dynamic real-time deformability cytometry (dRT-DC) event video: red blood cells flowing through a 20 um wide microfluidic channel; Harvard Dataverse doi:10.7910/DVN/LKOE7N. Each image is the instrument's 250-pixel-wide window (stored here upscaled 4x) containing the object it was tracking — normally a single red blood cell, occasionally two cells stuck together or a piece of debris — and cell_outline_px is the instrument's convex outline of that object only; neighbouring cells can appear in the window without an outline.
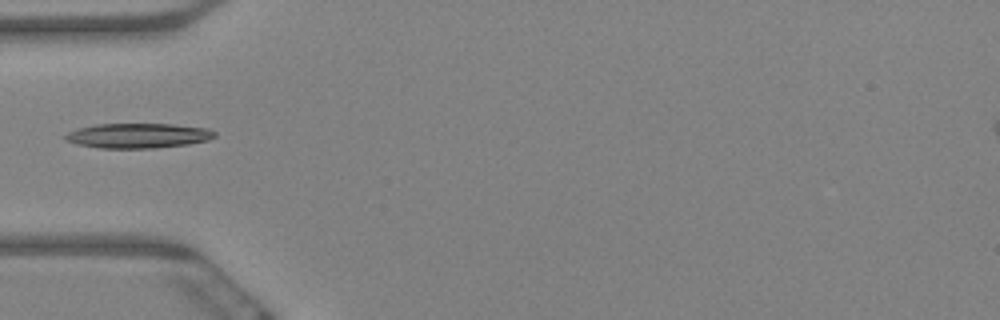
{"species": "Egyptian fruit bat (a non-hibernating species)", "species_latin": "Rousettus aegyptiacus", "temperature_condition": "warm", "stored_images_in_passage": 41, "camera_frame_rate_fps": 3000, "um_per_image_px": 0.085, "animal": {"sex": "female"}, "frame": {"image": 1, "passage_image": 1, "time_ms": 0.0, "image_size_px": [1000, 320], "cell_outline_px": [[216, 136], [208, 140], [188, 144], [156, 148], [100, 148], [76, 144], [64, 140], [64, 136], [68, 132], [76, 128], [96, 124], [172, 124], [208, 128], [216, 132]], "centroid_in_image_um": [11.72, 11.53], "position_along_channel_um": 73.3, "area_um2": 21.79}}
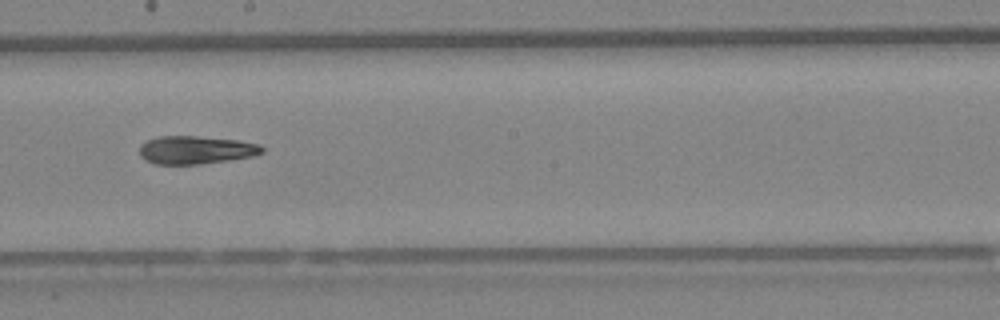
{"frame": {"image": 2, "passage_image": 15, "time_ms": 4.667, "image_size_px": [1000, 320], "cell_outline_px": [[264, 152], [252, 156], [228, 160], [200, 164], [156, 164], [144, 160], [140, 156], [140, 144], [156, 136], [196, 136], [240, 140], [260, 144], [264, 148]], "centroid_in_image_um": [16.64, 12.74], "position_along_channel_um": 231.6, "area_um2": 20.17}}
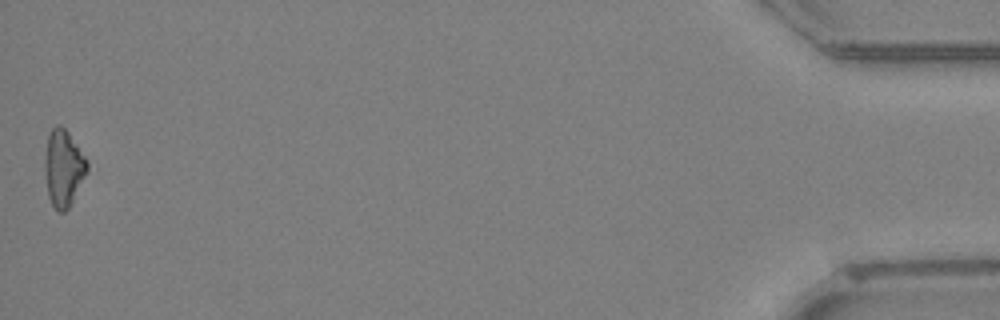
{"frame": {"image": 3, "passage_image": 41, "time_ms": 13.333, "image_size_px": [1000, 320], "cell_outline_px": [[88, 172], [68, 208], [64, 212], [60, 212], [52, 204], [48, 196], [44, 168], [44, 160], [48, 136], [52, 128], [56, 124], [60, 124], [68, 132], [88, 160]], "centroid_in_image_um": [5.4, 14.26], "position_along_channel_um": 429.8, "area_um2": 18.9}}